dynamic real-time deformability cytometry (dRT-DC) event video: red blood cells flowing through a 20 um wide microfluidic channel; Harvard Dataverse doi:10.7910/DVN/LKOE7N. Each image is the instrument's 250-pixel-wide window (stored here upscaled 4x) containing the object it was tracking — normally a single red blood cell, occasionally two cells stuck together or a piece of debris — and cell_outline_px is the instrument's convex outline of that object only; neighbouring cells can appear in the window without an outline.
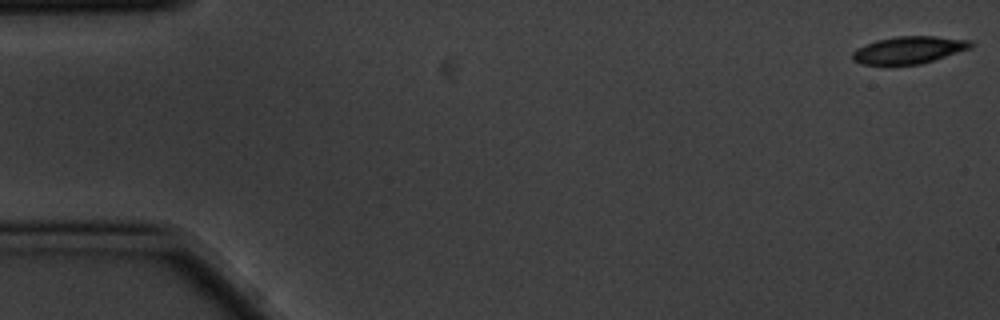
{"species": "common noctule bat (a hibernating species)", "species_latin": "Nyctalus noctula", "temperature_condition": "cold", "stored_images_in_passage": 2, "camera_frame_rate_fps": 3000, "um_per_image_px": 0.085, "animal": {"sex": "male", "body_mass_g": 20.1, "forearm_length_mm": 53.5}, "frame": {"image": 1, "passage_image": 1, "time_ms": 0.0, "image_size_px": [1000, 320], "cell_outline_px": [[976, 44], [972, 48], [920, 64], [884, 68], [860, 64], [852, 60], [852, 52], [856, 48], [876, 40], [896, 36], [936, 36], [972, 40]], "centroid_in_image_um": [77.21, 4.29], "position_along_channel_um": 7.8, "area_um2": 19.77}}